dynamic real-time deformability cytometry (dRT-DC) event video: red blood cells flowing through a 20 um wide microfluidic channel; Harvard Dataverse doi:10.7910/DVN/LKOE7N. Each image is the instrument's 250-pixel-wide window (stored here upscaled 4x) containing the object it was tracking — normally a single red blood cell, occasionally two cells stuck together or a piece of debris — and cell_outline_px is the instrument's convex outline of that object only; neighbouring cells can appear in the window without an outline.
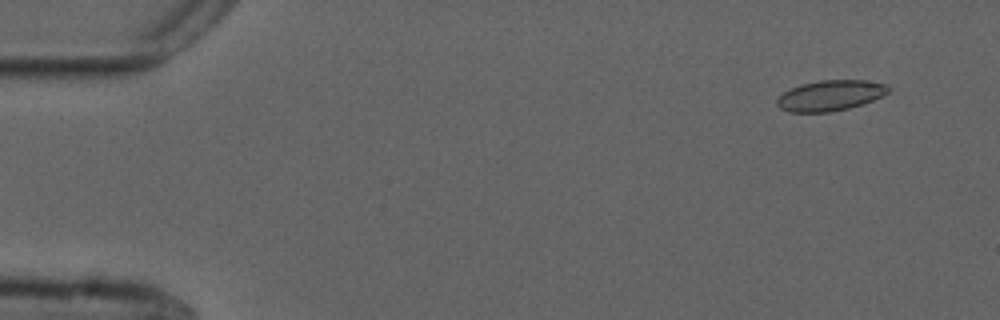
{"species": "common noctule bat (a hibernating species)", "species_latin": "Nyctalus noctula", "temperature_condition": "cold", "stored_images_in_passage": 55, "camera_frame_rate_fps": 3000, "um_per_image_px": 0.085, "animal": {"sex": "male", "forearm_length_mm": 52.5}, "frame": {"image": 1, "passage_image": 4, "time_ms": 1.0, "image_size_px": [1000, 320], "cell_outline_px": [[892, 88], [888, 92], [872, 100], [848, 108], [828, 112], [788, 112], [780, 108], [776, 104], [776, 100], [784, 92], [800, 84], [820, 80], [864, 80], [888, 84]], "centroid_in_image_um": [70.57, 8.11], "position_along_channel_um": 14.4, "area_um2": 19.71}}
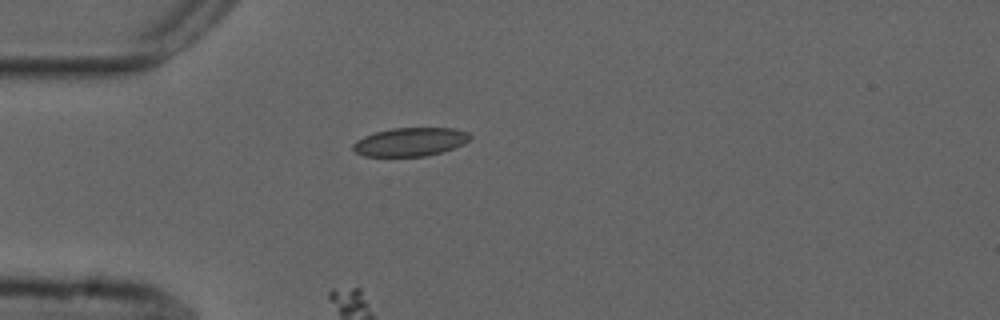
{"frame": {"image": 2, "passage_image": 15, "time_ms": 4.667, "image_size_px": [1000, 320], "cell_outline_px": [[472, 136], [464, 144], [428, 156], [364, 156], [356, 152], [352, 148], [352, 144], [356, 140], [364, 136], [376, 132], [392, 128], [456, 128], [468, 132]], "centroid_in_image_um": [34.87, 12.05], "position_along_channel_um": 50.1, "area_um2": 19.42}}